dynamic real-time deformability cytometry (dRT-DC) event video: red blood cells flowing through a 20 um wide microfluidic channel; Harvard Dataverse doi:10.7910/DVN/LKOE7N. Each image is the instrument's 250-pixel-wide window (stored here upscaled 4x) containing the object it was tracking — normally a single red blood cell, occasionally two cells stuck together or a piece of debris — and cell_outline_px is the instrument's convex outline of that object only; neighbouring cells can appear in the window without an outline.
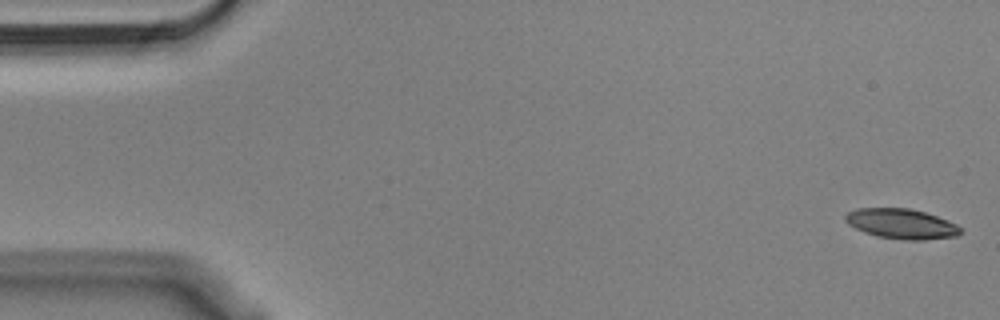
{"species": "Egyptian fruit bat (a non-hibernating species)", "species_latin": "Rousettus aegyptiacus", "temperature_condition": "cold", "stored_images_in_passage": 55, "segment_of_instrument_passage": [1, 2], "camera_frame_rate_fps": 3000, "um_per_image_px": 0.085, "animal": {"sex": "male"}, "frame": {"image": 1, "passage_image": 1, "time_ms": 0.0, "image_size_px": [1000, 320], "cell_outline_px": [[960, 232], [956, 236], [924, 240], [904, 240], [880, 236], [864, 232], [848, 224], [844, 220], [844, 216], [848, 212], [856, 208], [908, 208], [924, 212], [948, 220], [956, 224], [960, 228]], "centroid_in_image_um": [76.6, 19.02], "position_along_channel_um": 8.4, "area_um2": 20.0}}
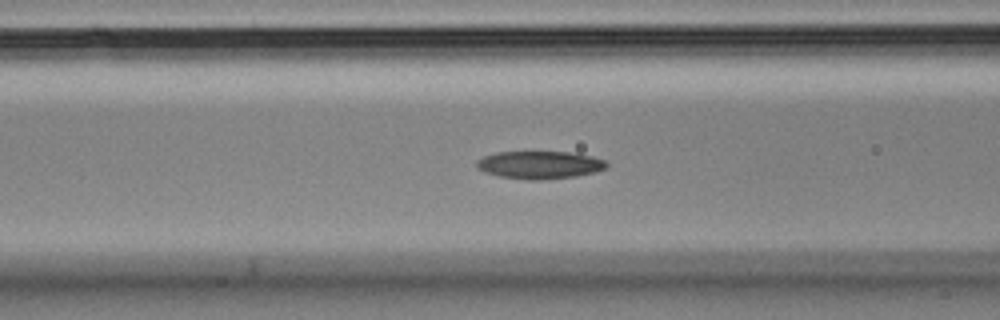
{"frame": {"image": 2, "passage_image": 21, "time_ms": 6.667, "image_size_px": [1000, 320], "cell_outline_px": [[608, 168], [596, 172], [576, 176], [540, 180], [528, 180], [500, 176], [484, 172], [476, 168], [476, 160], [484, 156], [496, 152], [568, 152], [592, 156], [604, 160], [608, 164]], "centroid_in_image_um": [45.87, 14.02], "position_along_channel_um": 120.7, "area_um2": 21.1}}
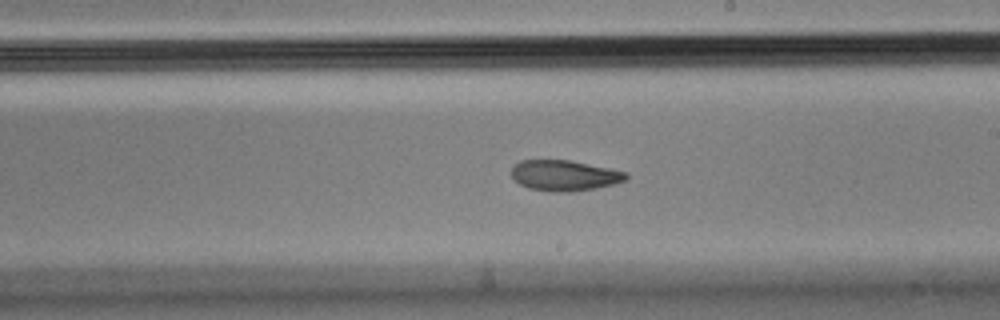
{"frame": {"image": 3, "passage_image": 31, "time_ms": 10.0, "image_size_px": [1000, 320], "cell_outline_px": [[628, 176], [624, 180], [612, 184], [596, 188], [568, 192], [552, 192], [528, 188], [520, 184], [512, 176], [512, 164], [520, 160], [568, 160], [628, 172]], "centroid_in_image_um": [47.94, 14.91], "position_along_channel_um": 241.1, "area_um2": 20.35}}